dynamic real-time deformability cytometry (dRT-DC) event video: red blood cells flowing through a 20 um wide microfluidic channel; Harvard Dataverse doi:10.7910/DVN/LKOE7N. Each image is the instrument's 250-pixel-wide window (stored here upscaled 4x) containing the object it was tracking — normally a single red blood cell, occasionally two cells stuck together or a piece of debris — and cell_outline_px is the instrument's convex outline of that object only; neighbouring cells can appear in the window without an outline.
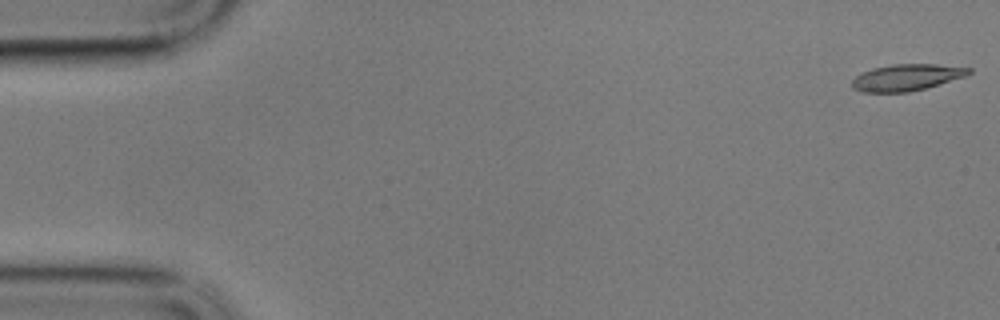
{"species": "common noctule bat (a hibernating species)", "species_latin": "Nyctalus noctula", "temperature_condition": "cold", "stored_images_in_passage": 58, "camera_frame_rate_fps": 3000, "um_per_image_px": 0.085, "animal": {"sex": "male", "body_mass_g": 17.9}, "frame": {"image": 1, "passage_image": 1, "time_ms": 0.0, "image_size_px": [1000, 320], "cell_outline_px": [[972, 72], [964, 76], [924, 88], [908, 92], [864, 92], [852, 88], [852, 80], [860, 72], [872, 68], [892, 64], [936, 64], [972, 68]], "centroid_in_image_um": [77.02, 6.57], "position_along_channel_um": 8.0, "area_um2": 17.92}}
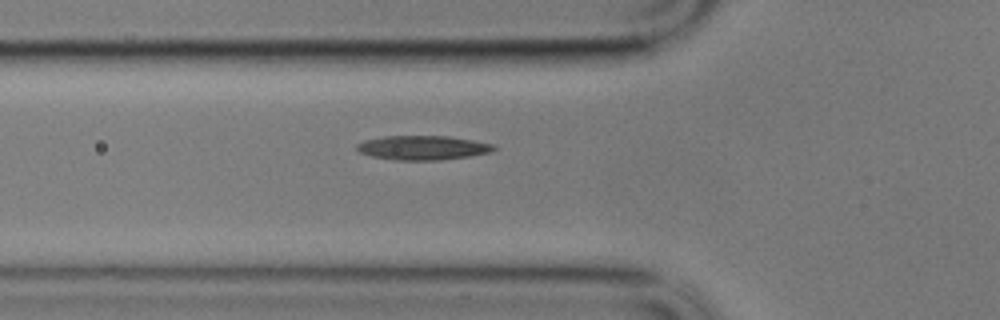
{"frame": {"image": 2, "passage_image": 20, "time_ms": 6.333, "image_size_px": [1000, 320], "cell_outline_px": [[496, 148], [488, 152], [468, 156], [440, 160], [396, 160], [372, 156], [360, 152], [356, 148], [356, 144], [364, 140], [384, 136], [448, 136], [496, 144]], "centroid_in_image_um": [35.92, 12.55], "position_along_channel_um": 89.9, "area_um2": 19.25}}
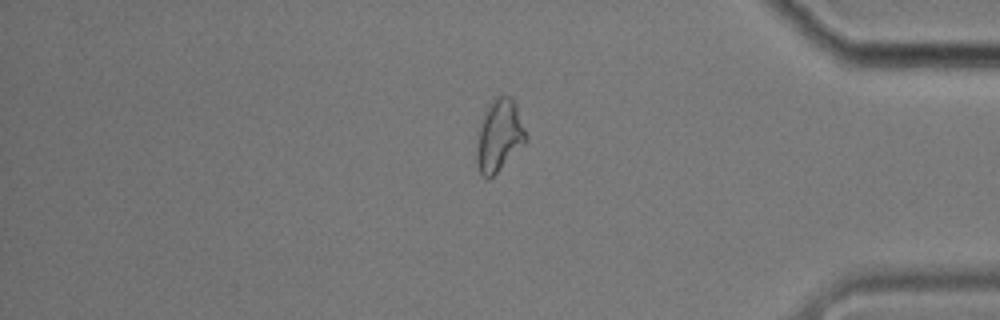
{"frame": {"image": 3, "passage_image": 49, "time_ms": 16.0, "image_size_px": [1000, 320], "cell_outline_px": [[528, 140], [492, 176], [484, 176], [480, 172], [476, 164], [476, 148], [480, 128], [484, 116], [492, 100], [496, 96], [512, 96], [516, 104], [528, 136]], "centroid_in_image_um": [42.46, 11.5], "position_along_channel_um": 392.7, "area_um2": 20.17}, "authors_computed_cell_mechanics": {"area_um2": 18.8717, "velocity_mm_per_s": 3.3968, "shape_relaxation_time_tau1_ms": 8.7312, "shape_relaxation_time_tau2_ms": 4.0545, "deformation_change_tau1": 0.1915, "deformation_change_tau2": 0.1205}}